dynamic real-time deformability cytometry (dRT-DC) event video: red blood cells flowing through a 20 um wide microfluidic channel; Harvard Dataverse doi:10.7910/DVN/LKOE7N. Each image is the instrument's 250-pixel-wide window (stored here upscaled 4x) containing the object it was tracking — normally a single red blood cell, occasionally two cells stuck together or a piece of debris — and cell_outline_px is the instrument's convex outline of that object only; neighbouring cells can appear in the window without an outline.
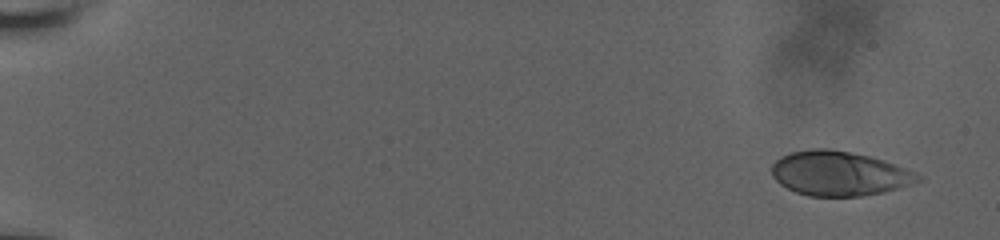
{"species": "human", "species_latin": "Homo sapiens", "temperature_condition": "room temperature", "stored_images_in_passage": 17, "camera_frame_rate_fps": 3000, "um_per_image_px": 0.085, "donor": {"sex": "male"}, "frame": {"image": 1, "passage_image": 1, "time_ms": 0.0, "image_size_px": [1000, 240], "cell_outline_px": [[924, 180], [884, 192], [860, 196], [808, 196], [796, 192], [780, 184], [772, 176], [772, 164], [780, 156], [792, 152], [812, 148], [828, 148], [868, 156], [884, 160], [924, 176]], "centroid_in_image_um": [71.33, 14.75], "position_along_channel_um": 13.7, "area_um2": 37.86}}